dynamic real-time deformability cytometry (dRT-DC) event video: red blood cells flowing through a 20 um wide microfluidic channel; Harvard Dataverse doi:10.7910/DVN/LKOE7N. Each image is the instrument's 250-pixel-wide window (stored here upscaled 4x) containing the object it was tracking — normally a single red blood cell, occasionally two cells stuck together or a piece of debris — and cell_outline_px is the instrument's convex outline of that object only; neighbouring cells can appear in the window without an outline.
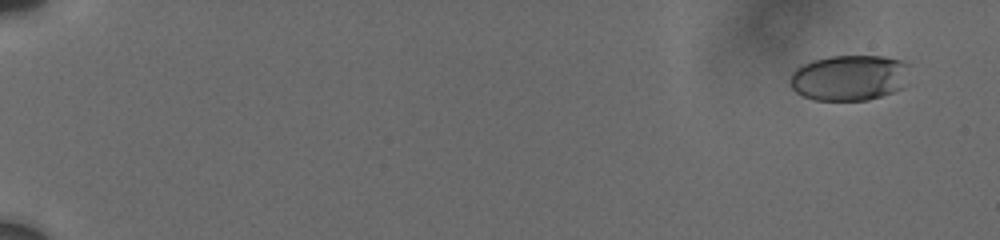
{"species": "human", "species_latin": "Homo sapiens", "temperature_condition": "cold", "stored_images_in_passage": 32, "camera_frame_rate_fps": 3000, "um_per_image_px": 0.085, "donor": {"sex": "male"}, "frame": {"image": 1, "passage_image": 2, "time_ms": 1.0, "image_size_px": [1000, 240], "cell_outline_px": [[912, 64], [904, 88], [868, 100], [812, 100], [796, 92], [792, 88], [788, 80], [792, 72], [796, 68], [812, 60], [832, 56], [884, 56], [900, 60]], "centroid_in_image_um": [72.22, 6.6], "position_along_channel_um": 12.8, "area_um2": 32.31}}
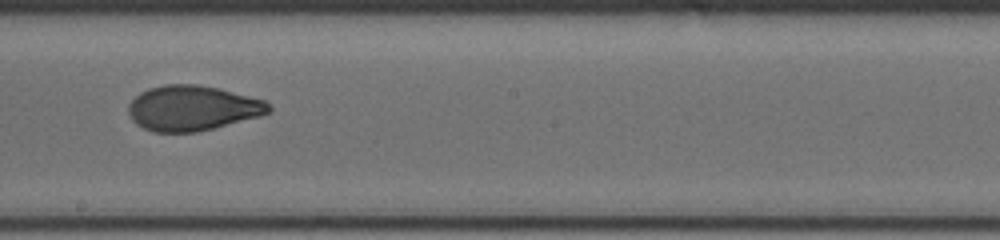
{"frame": {"image": 2, "passage_image": 19, "time_ms": 12.0, "image_size_px": [1000, 240], "cell_outline_px": [[272, 112], [260, 116], [196, 132], [152, 132], [136, 124], [132, 120], [128, 112], [128, 104], [140, 92], [148, 88], [164, 84], [196, 84], [220, 88], [264, 100], [272, 108]], "centroid_in_image_um": [16.34, 9.18], "position_along_channel_um": 231.9, "area_um2": 36.99}}
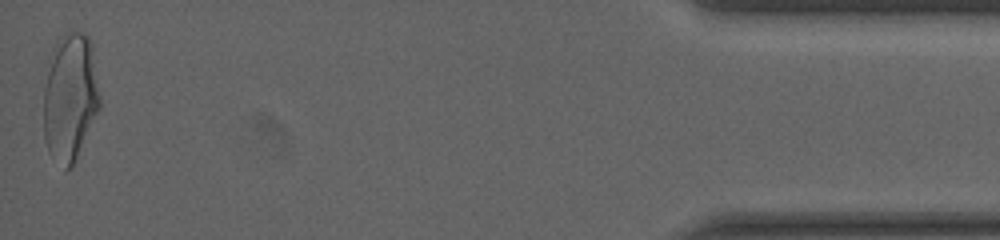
{"frame": {"image": 3, "passage_image": 32, "time_ms": 19.333, "image_size_px": [1000, 240], "cell_outline_px": [[100, 108], [72, 164], [68, 168], [64, 168], [48, 152], [44, 136], [44, 88], [56, 40], [72, 32], [84, 32], [88, 36], [92, 48], [100, 96]], "centroid_in_image_um": [5.96, 8.26], "position_along_channel_um": 429.2, "area_um2": 40.98}, "authors_computed_cell_mechanics": {"area_um2": 36.5296, "velocity_mm_per_s": 3.7106, "shape_relaxation_time_tau1_ms": 4.4916, "shape_relaxation_time_tau2_ms": 0.9428, "deformation_change_tau1": 0.1432, "deformation_change_tau2": 0.0515}}